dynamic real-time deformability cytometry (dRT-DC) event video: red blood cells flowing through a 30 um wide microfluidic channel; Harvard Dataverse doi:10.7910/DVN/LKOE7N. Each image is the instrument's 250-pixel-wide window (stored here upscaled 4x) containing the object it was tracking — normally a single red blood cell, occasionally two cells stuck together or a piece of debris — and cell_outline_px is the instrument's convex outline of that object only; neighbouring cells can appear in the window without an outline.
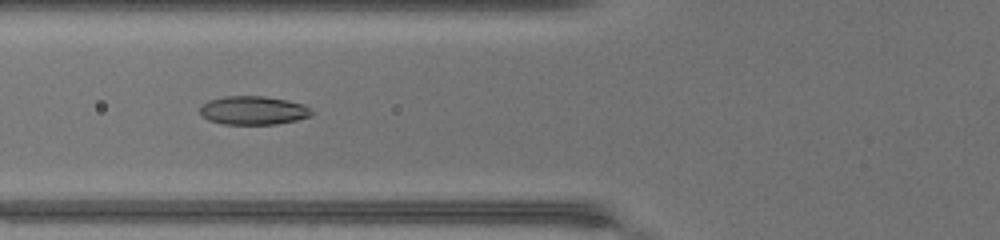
{"species": "common noctule bat (a hibernating species)", "species_latin": "Nyctalus noctula", "temperature_condition": "warm", "stored_images_in_passage": 31, "camera_frame_rate_fps": 3000, "um_per_image_px": 0.085, "animal": {"sex": "female", "body_mass_g": 17.0, "forearm_length_mm": 48.0}, "frame": {"image": 1, "passage_image": 19, "time_ms": 6.0, "image_size_px": [1000, 240], "cell_outline_px": [[312, 116], [296, 120], [276, 124], [220, 124], [208, 120], [200, 112], [200, 104], [208, 100], [224, 96], [264, 96], [304, 104], [312, 112]], "centroid_in_image_um": [21.49, 9.38], "position_along_channel_um": 104.3, "area_um2": 18.61}}
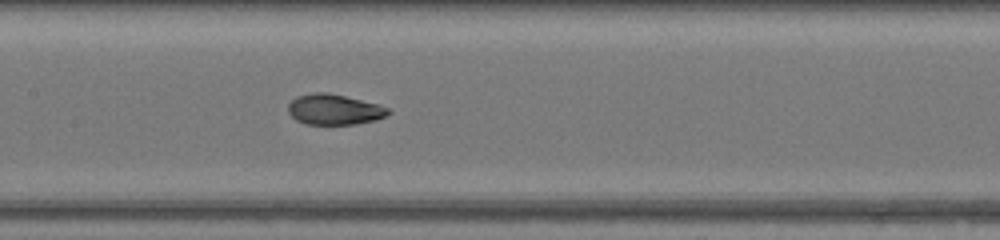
{"frame": {"image": 2, "passage_image": 24, "time_ms": 7.667, "image_size_px": [1000, 240], "cell_outline_px": [[392, 112], [376, 120], [356, 124], [304, 124], [296, 120], [288, 112], [288, 104], [296, 96], [312, 92], [328, 92], [380, 104], [388, 108]], "centroid_in_image_um": [28.41, 9.3], "position_along_channel_um": 179.0, "area_um2": 17.98}}
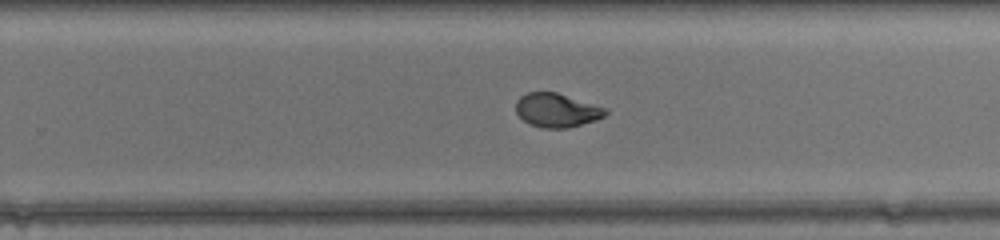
{"frame": {"image": 3, "passage_image": 31, "time_ms": 10.0, "image_size_px": [1000, 240], "cell_outline_px": [[608, 112], [604, 116], [596, 120], [568, 128], [544, 128], [528, 124], [516, 112], [516, 100], [520, 96], [528, 92], [556, 92], [608, 108]], "centroid_in_image_um": [47.33, 9.37], "position_along_channel_um": 282.5, "area_um2": 17.74}}